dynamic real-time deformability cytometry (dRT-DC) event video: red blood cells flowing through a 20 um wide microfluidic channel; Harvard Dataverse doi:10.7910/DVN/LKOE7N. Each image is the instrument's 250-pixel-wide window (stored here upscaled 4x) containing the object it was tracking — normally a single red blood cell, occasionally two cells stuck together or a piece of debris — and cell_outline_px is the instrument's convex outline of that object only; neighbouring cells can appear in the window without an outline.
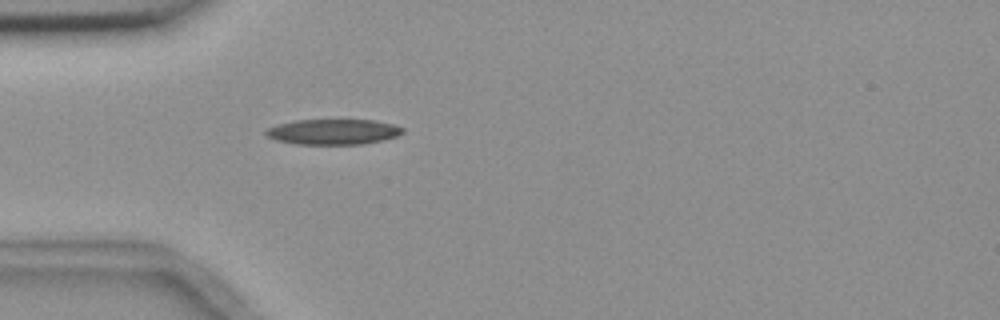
{"species": "common noctule bat (a hibernating species)", "species_latin": "Nyctalus noctula", "temperature_condition": "room temperature", "stored_images_in_passage": 1, "camera_frame_rate_fps": 3000, "um_per_image_px": 0.085, "animal": {"sex": "female", "body_mass_g": 18.4}, "frame": {"image": 1, "passage_image": 1, "time_ms": 0.0, "image_size_px": [1000, 320], "cell_outline_px": [[404, 132], [396, 136], [364, 144], [296, 144], [276, 140], [268, 136], [264, 132], [268, 128], [280, 124], [296, 120], [372, 120], [392, 124], [404, 128]], "centroid_in_image_um": [28.32, 11.2], "position_along_channel_um": 56.7, "area_um2": 20.0}}